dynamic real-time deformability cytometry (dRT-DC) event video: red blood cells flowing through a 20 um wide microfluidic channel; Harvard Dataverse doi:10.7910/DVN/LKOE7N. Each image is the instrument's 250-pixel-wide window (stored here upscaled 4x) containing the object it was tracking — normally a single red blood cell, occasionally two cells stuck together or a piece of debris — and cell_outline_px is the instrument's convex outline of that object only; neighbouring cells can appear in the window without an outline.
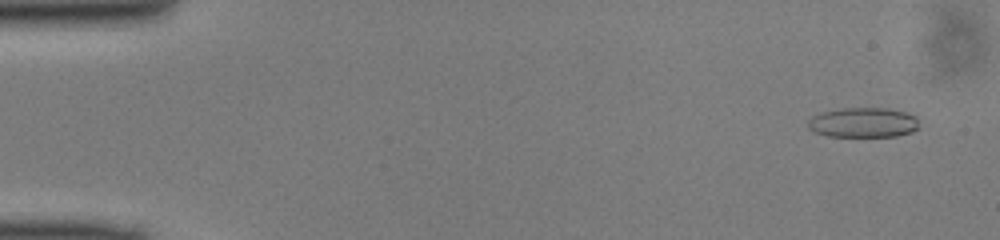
{"species": "common noctule bat (a hibernating species)", "species_latin": "Nyctalus noctula", "temperature_condition": "cold", "stored_images_in_passage": 49, "camera_frame_rate_fps": 3000, "um_per_image_px": 0.085, "animal": {"sex": "male", "body_mass_g": 13.0, "forearm_length_mm": 53.1}, "frame": {"image": 1, "passage_image": 3, "time_ms": 0.667, "image_size_px": [1000, 240], "cell_outline_px": [[916, 128], [912, 132], [896, 136], [828, 136], [816, 132], [808, 128], [808, 120], [812, 116], [820, 112], [840, 108], [888, 108], [904, 112], [916, 116]], "centroid_in_image_um": [73.33, 10.4], "position_along_channel_um": 11.7, "area_um2": 19.25}}
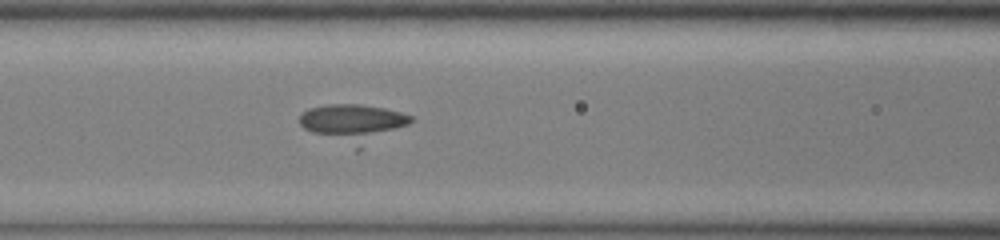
{"frame": {"image": 2, "passage_image": 21, "time_ms": 6.667, "image_size_px": [1000, 240], "cell_outline_px": [[412, 120], [408, 124], [356, 152], [312, 132], [304, 128], [300, 124], [300, 116], [308, 108], [328, 104], [360, 104], [384, 108], [400, 112], [412, 116]], "centroid_in_image_um": [30.01, 10.5], "position_along_channel_um": 136.6, "area_um2": 24.85}}
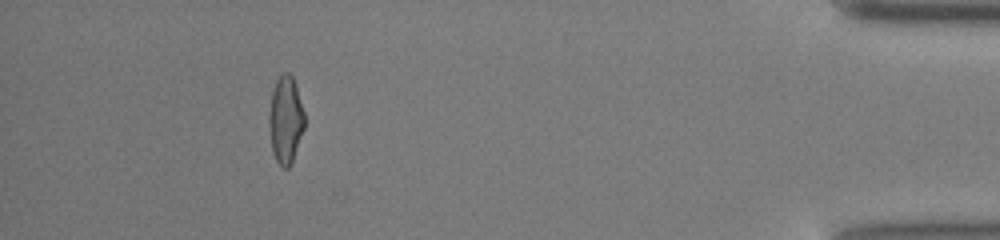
{"frame": {"image": 3, "passage_image": 45, "time_ms": 14.667, "image_size_px": [1000, 240], "cell_outline_px": [[304, 128], [292, 160], [288, 168], [284, 168], [276, 160], [272, 152], [268, 124], [268, 116], [272, 92], [276, 80], [284, 72], [288, 72], [292, 76], [304, 112]], "centroid_in_image_um": [24.25, 10.18], "position_along_channel_um": 411.0, "area_um2": 17.8}}